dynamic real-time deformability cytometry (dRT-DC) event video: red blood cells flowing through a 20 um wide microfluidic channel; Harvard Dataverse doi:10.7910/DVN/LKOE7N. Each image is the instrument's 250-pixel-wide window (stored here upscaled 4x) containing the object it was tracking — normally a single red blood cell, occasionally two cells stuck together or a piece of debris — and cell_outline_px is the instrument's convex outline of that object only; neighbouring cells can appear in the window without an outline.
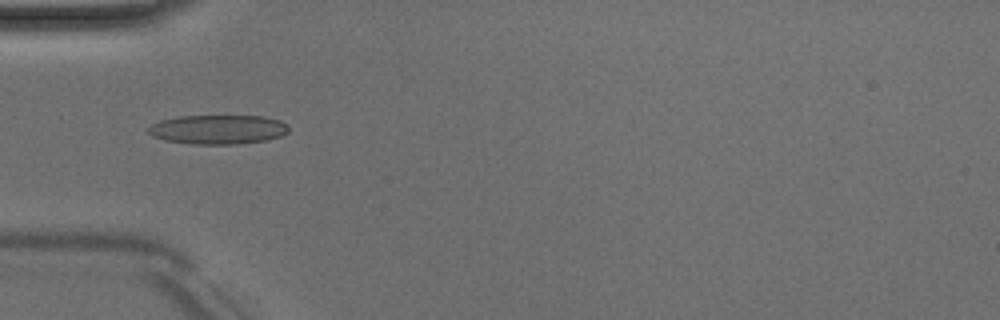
{"species": "Egyptian fruit bat (a non-hibernating species)", "species_latin": "Rousettus aegyptiacus", "temperature_condition": "room temperature", "stored_images_in_passage": 5, "camera_frame_rate_fps": 3000, "um_per_image_px": 0.085, "animal": {"sex": "male"}, "frame": {"image": 1, "passage_image": 5, "time_ms": 4.333, "image_size_px": [1000, 320], "cell_outline_px": [[288, 132], [280, 136], [268, 140], [236, 144], [192, 144], [164, 140], [152, 136], [148, 132], [148, 128], [152, 124], [160, 120], [180, 116], [264, 116], [280, 120], [288, 124]], "centroid_in_image_um": [18.54, 11.0], "position_along_channel_um": 66.5, "area_um2": 24.04}}